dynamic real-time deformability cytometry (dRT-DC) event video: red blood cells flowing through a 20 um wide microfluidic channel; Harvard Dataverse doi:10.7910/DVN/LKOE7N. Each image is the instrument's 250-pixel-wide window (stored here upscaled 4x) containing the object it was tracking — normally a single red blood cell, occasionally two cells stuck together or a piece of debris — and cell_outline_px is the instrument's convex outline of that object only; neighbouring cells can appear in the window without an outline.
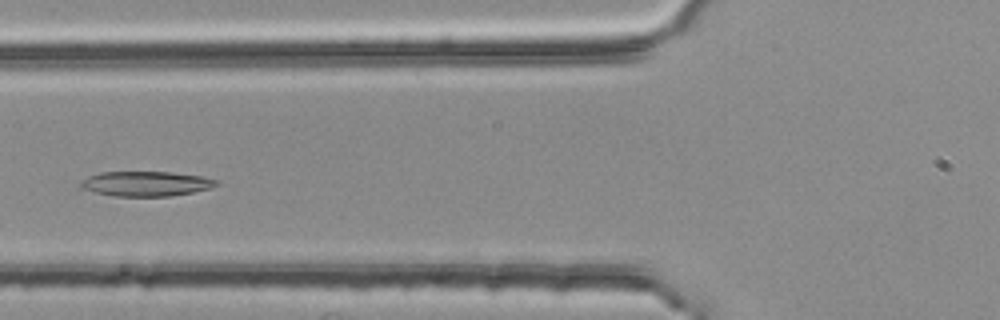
{"species": "common noctule bat (a hibernating species)", "species_latin": "Nyctalus noctula", "temperature_condition": "room temperature", "stored_images_in_passage": 7, "segment_of_instrument_passage": [2, 2], "camera_frame_rate_fps": 3000, "um_per_image_px": 0.085, "animal": {"sex": "female", "body_mass_g": 25.1}, "frame": {"image": 1, "passage_image": 6, "time_ms": 1.667, "image_size_px": [1000, 320], "cell_outline_px": [[220, 184], [212, 188], [192, 192], [168, 196], [112, 196], [80, 188], [80, 184], [88, 176], [100, 172], [172, 172], [204, 176], [220, 180]], "centroid_in_image_um": [12.47, 15.61], "position_along_channel_um": 113.3, "area_um2": 19.77}}
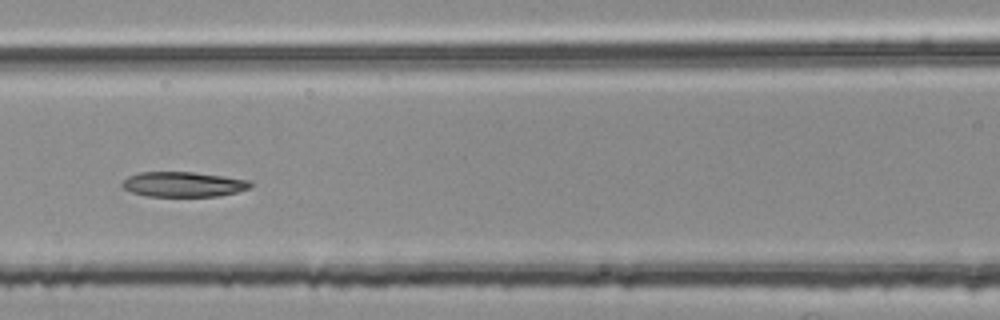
{"frame": {"image": 2, "passage_image": 7, "time_ms": 2.0, "image_size_px": [1000, 320], "cell_outline_px": [[252, 184], [248, 188], [236, 192], [216, 196], [148, 196], [132, 192], [124, 188], [120, 184], [128, 176], [140, 172], [196, 172], [252, 180]], "centroid_in_image_um": [15.59, 15.65], "position_along_channel_um": 151.0, "area_um2": 18.67}}